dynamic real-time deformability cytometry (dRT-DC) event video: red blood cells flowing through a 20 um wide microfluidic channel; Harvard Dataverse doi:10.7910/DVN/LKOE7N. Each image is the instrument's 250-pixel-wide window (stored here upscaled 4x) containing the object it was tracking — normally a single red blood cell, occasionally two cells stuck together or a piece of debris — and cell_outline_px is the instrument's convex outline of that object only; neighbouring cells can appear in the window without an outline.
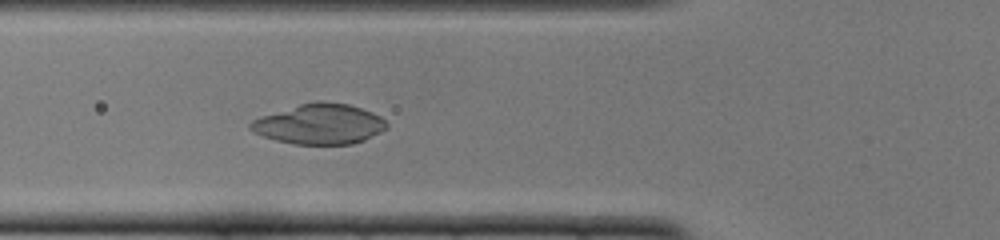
{"species": "common noctule bat (a hibernating species)", "species_latin": "Nyctalus noctula", "temperature_condition": "cold", "stored_images_in_passage": 49, "camera_frame_rate_fps": 3000, "um_per_image_px": 0.085, "animal": {"sex": "female", "body_mass_g": 22.0, "forearm_length_mm": 56.7}, "frame": {"image": 1, "passage_image": 16, "time_ms": 5.0, "image_size_px": [1000, 240], "cell_outline_px": [[388, 128], [364, 140], [352, 144], [292, 144], [276, 140], [252, 132], [248, 128], [248, 124], [252, 120], [260, 116], [300, 104], [316, 100], [324, 100], [348, 104], [372, 112], [380, 116], [388, 124]], "centroid_in_image_um": [27.14, 10.54], "position_along_channel_um": 98.7, "area_um2": 32.08}}
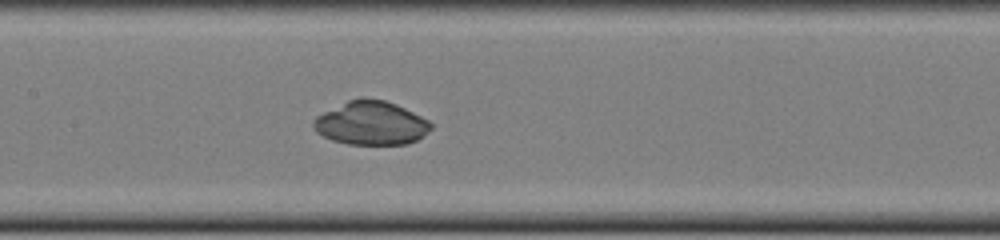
{"frame": {"image": 2, "passage_image": 22, "time_ms": 7.0, "image_size_px": [1000, 240], "cell_outline_px": [[432, 128], [416, 140], [408, 144], [348, 144], [332, 140], [316, 132], [312, 124], [312, 120], [316, 116], [348, 100], [360, 96], [384, 100], [396, 104], [428, 120], [432, 124]], "centroid_in_image_um": [31.51, 10.45], "position_along_channel_um": 175.9, "area_um2": 29.82}}
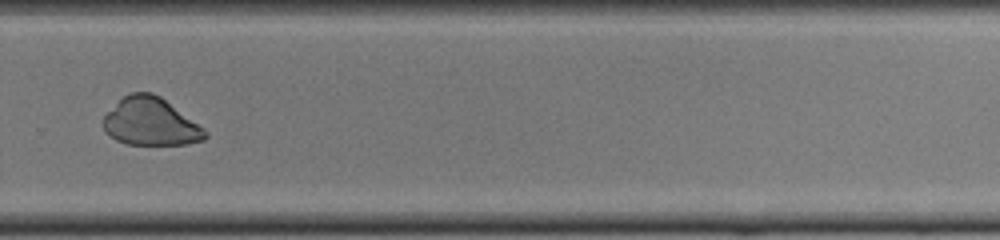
{"frame": {"image": 3, "passage_image": 33, "time_ms": 10.667, "image_size_px": [1000, 240], "cell_outline_px": [[208, 136], [204, 140], [188, 144], [128, 144], [116, 140], [104, 128], [104, 116], [128, 92], [152, 92], [160, 96], [204, 128], [208, 132]], "centroid_in_image_um": [12.84, 10.35], "position_along_channel_um": 317.0, "area_um2": 27.98}, "authors_computed_cell_mechanics": {"area_um2": 29.9982, "velocity_mm_per_s": 3.8541, "shape_relaxation_time_tau1_ms": 3.7747, "shape_relaxation_time_tau2_ms": null, "deformation_change_tau1": 0.1625, "deformation_change_tau2": null}}